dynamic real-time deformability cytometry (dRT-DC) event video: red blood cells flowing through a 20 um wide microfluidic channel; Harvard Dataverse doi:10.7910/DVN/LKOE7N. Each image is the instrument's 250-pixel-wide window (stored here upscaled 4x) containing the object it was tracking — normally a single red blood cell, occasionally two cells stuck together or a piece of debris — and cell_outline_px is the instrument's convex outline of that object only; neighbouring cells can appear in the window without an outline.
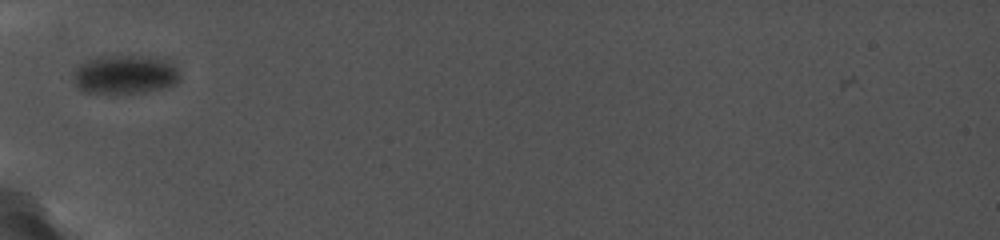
{"species": "common noctule bat (a hibernating species)", "species_latin": "Nyctalus noctula", "temperature_condition": "cold", "stored_images_in_passage": 57, "camera_frame_rate_fps": 5000, "um_per_image_px": 0.085, "animal": {"sex": "female", "body_mass_g": 19.0, "forearm_length_mm": 56.7}, "frame": {"image": 1, "passage_image": 9, "time_ms": 2.0, "image_size_px": [1000, 240], "cell_outline_px": [[180, 80], [176, 84], [160, 88], [136, 92], [96, 92], [80, 88], [76, 84], [72, 76], [76, 68], [84, 60], [100, 56], [144, 56], [172, 60], [180, 76]], "centroid_in_image_um": [10.66, 6.29], "position_along_channel_um": 74.3, "area_um2": 23.76}}
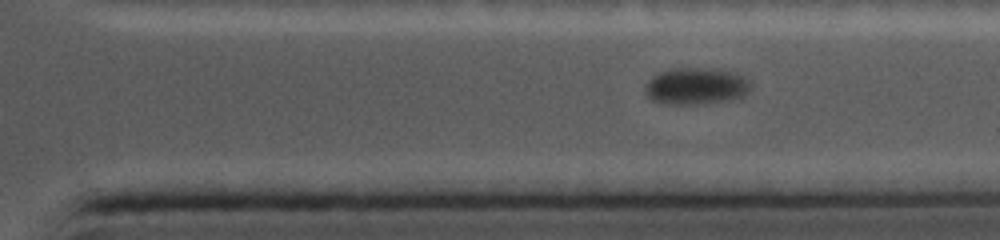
{"frame": {"image": 2, "passage_image": 43, "time_ms": 10.0, "image_size_px": [1000, 240], "cell_outline_px": [[748, 92], [740, 96], [728, 100], [692, 104], [680, 104], [656, 100], [648, 96], [648, 80], [652, 76], [660, 72], [672, 68], [712, 68], [736, 72], [748, 80]], "centroid_in_image_um": [59.2, 7.28], "position_along_channel_um": 352.2, "area_um2": 21.85}}
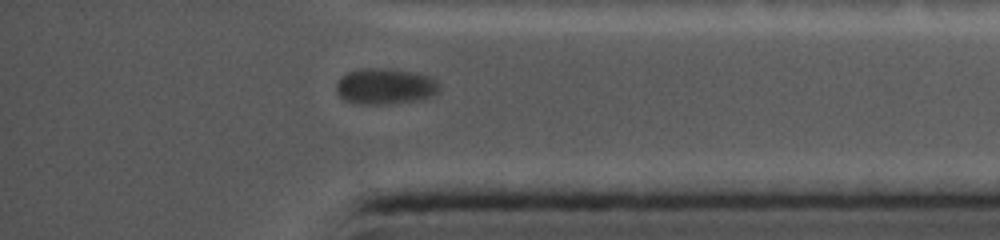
{"frame": {"image": 3, "passage_image": 50, "time_ms": 11.4, "image_size_px": [1000, 240], "cell_outline_px": [[440, 84], [436, 92], [428, 96], [412, 100], [388, 104], [360, 104], [348, 100], [340, 96], [336, 92], [336, 84], [340, 76], [348, 72], [360, 68], [392, 68], [412, 72], [428, 76], [436, 80]], "centroid_in_image_um": [32.68, 7.31], "position_along_channel_um": 402.5, "area_um2": 21.33}}